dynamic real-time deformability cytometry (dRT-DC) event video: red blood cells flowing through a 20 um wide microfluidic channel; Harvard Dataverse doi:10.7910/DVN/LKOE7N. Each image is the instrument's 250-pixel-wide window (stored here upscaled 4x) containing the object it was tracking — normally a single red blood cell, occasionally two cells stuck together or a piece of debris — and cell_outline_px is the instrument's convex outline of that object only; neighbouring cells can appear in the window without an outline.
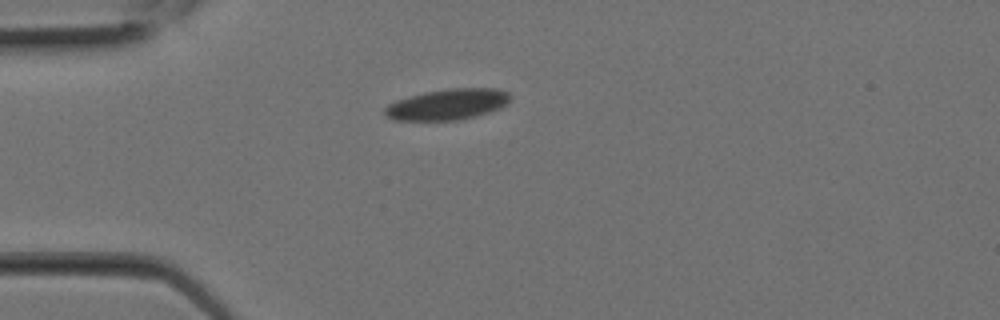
{"species": "Egyptian fruit bat (a non-hibernating species)", "species_latin": "Rousettus aegyptiacus", "temperature_condition": "room temperature", "stored_images_in_passage": 1, "camera_frame_rate_fps": 3000, "um_per_image_px": 0.085, "animal": {"sex": "female"}, "frame": {"image": 1, "passage_image": 1, "time_ms": 0.0, "image_size_px": [1000, 320], "cell_outline_px": [[512, 96], [500, 108], [476, 116], [456, 120], [392, 120], [384, 112], [384, 108], [388, 104], [396, 100], [424, 92], [452, 88], [496, 88], [508, 92]], "centroid_in_image_um": [38.03, 8.86], "position_along_channel_um": 47.0, "area_um2": 22.43}}